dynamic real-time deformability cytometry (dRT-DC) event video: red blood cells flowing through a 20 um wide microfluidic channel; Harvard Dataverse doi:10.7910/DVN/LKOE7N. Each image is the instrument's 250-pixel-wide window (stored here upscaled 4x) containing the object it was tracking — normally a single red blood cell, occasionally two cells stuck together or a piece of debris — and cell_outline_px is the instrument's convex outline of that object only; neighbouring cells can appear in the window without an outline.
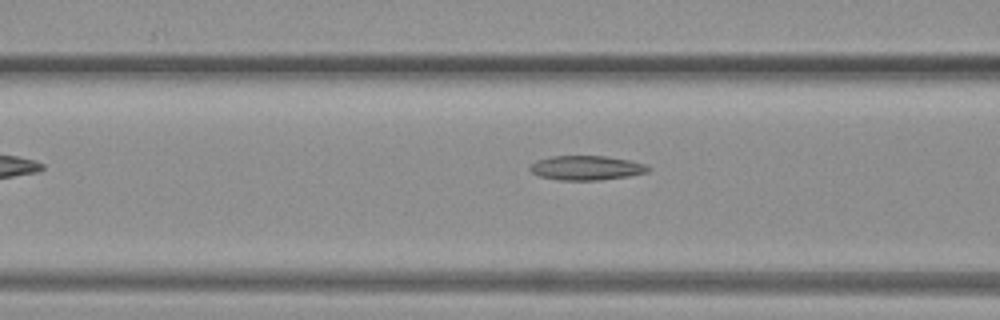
{"species": "common noctule bat (a hibernating species)", "species_latin": "Nyctalus noctula", "temperature_condition": "warm", "stored_images_in_passage": 5, "camera_frame_rate_fps": 3000, "um_per_image_px": 0.085, "animal": {"sex": "female", "body_mass_g": 19.3, "forearm_length_mm": 54.1}, "frame": {"image": 1, "passage_image": 4, "time_ms": 1.0, "image_size_px": [1000, 320], "cell_outline_px": [[652, 168], [648, 172], [628, 176], [600, 180], [560, 180], [540, 176], [532, 172], [528, 168], [536, 160], [552, 156], [604, 156], [628, 160], [644, 164]], "centroid_in_image_um": [49.84, 14.27], "position_along_channel_um": 116.8, "area_um2": 16.7}}